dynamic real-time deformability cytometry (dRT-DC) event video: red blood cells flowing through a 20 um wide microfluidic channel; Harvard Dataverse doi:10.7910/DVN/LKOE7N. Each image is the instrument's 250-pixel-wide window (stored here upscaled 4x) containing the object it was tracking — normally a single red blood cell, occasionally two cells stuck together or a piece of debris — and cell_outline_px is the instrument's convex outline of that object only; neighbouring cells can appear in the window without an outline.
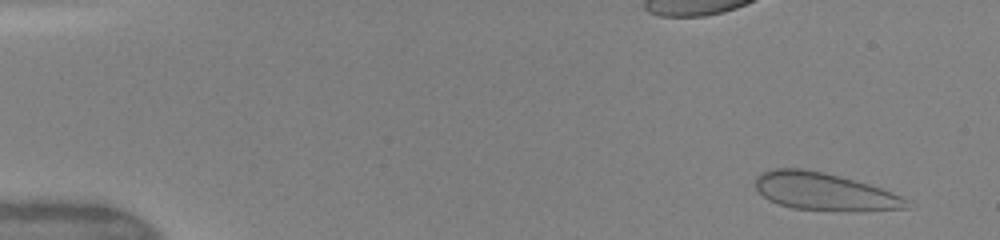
{"species": "human", "species_latin": "Homo sapiens", "temperature_condition": "warm", "stored_images_in_passage": 48, "camera_frame_rate_fps": 3000, "um_per_image_px": 0.085, "donor": {"sex": "female"}, "frame": {"image": 1, "passage_image": 3, "time_ms": 0.667, "image_size_px": [1000, 240], "cell_outline_px": [[916, 204], [912, 208], [848, 212], [792, 208], [768, 200], [756, 188], [756, 176], [772, 168], [804, 168], [824, 172], [868, 184], [880, 188], [912, 200]], "centroid_in_image_um": [70.16, 16.31], "position_along_channel_um": 14.8, "area_um2": 33.52}}
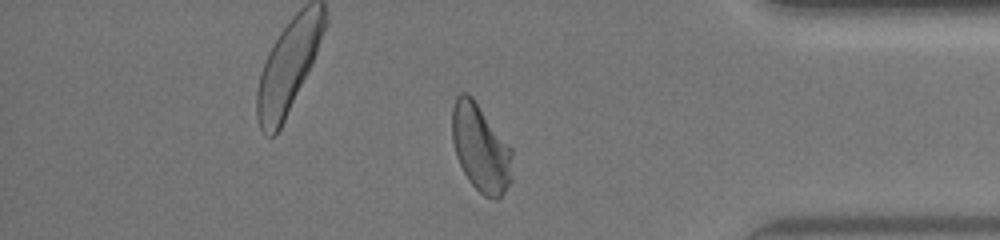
{"frame": {"image": 2, "passage_image": 41, "time_ms": 13.333, "image_size_px": [1000, 240], "cell_outline_px": [[512, 180], [504, 192], [496, 200], [484, 196], [468, 180], [456, 156], [452, 140], [452, 108], [456, 96], [460, 92], [468, 92], [472, 96], [512, 148]], "centroid_in_image_um": [40.85, 12.57], "position_along_channel_um": 394.3, "area_um2": 30.87}}
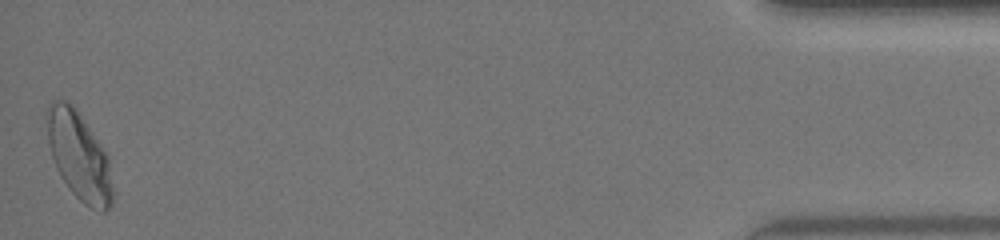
{"frame": {"image": 3, "passage_image": 48, "time_ms": 15.667, "image_size_px": [1000, 240], "cell_outline_px": [[112, 204], [104, 212], [100, 212], [84, 204], [72, 192], [60, 176], [56, 168], [48, 144], [44, 116], [44, 112], [48, 104], [52, 100], [64, 100], [72, 104], [76, 108], [108, 156], [112, 188]], "centroid_in_image_um": [6.67, 13.22], "position_along_channel_um": 428.5, "area_um2": 33.87}, "authors_computed_cell_mechanics": {"area_um2": 31.8767, "velocity_mm_per_s": 4.1473, "shape_relaxation_time_tau1_ms": 4.2766, "shape_relaxation_time_tau2_ms": null, "deformation_change_tau1": 0.1505, "deformation_change_tau2": null}}